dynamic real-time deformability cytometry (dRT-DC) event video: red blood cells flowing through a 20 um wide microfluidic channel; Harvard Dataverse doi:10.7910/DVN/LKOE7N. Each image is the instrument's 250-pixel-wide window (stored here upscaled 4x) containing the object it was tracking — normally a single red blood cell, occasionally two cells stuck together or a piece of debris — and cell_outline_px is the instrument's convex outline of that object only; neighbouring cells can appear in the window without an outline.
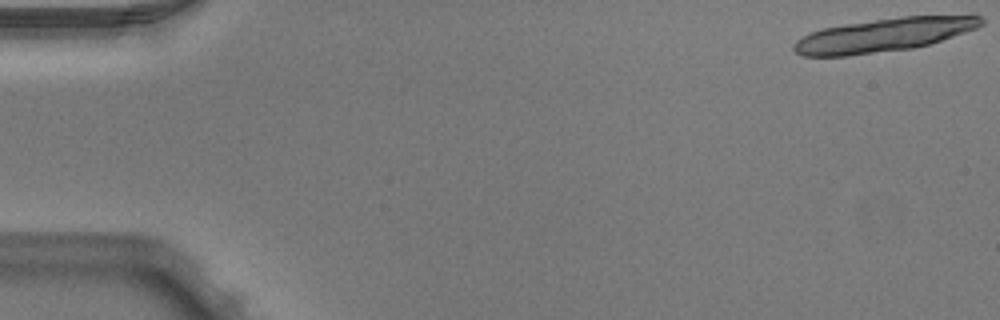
{"species": "Egyptian fruit bat (a non-hibernating species)", "species_latin": "Rousettus aegyptiacus", "temperature_condition": "warm", "stored_images_in_passage": 18, "camera_frame_rate_fps": 3000, "um_per_image_px": 0.085, "animal": {"sex": "male"}, "frame": {"image": 1, "passage_image": 1, "time_ms": 0.0, "image_size_px": [1000, 320], "cell_outline_px": [[984, 24], [976, 28], [928, 44], [912, 48], [848, 56], [804, 56], [796, 52], [792, 48], [792, 44], [796, 40], [812, 32], [824, 28], [848, 24], [904, 16], [980, 16], [984, 20]], "centroid_in_image_um": [75.08, 2.99], "position_along_channel_um": 9.9, "area_um2": 35.84}}